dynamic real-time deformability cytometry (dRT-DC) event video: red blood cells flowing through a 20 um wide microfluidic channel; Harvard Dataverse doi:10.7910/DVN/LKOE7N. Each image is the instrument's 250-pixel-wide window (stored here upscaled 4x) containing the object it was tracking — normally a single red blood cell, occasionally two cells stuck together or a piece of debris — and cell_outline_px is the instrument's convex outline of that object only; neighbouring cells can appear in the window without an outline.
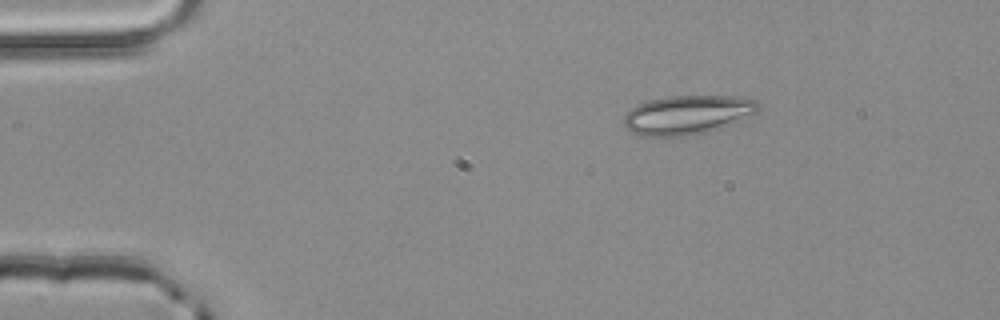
{"species": "common noctule bat (a hibernating species)", "species_latin": "Nyctalus noctula", "temperature_condition": "room temperature", "stored_images_in_passage": 2, "camera_frame_rate_fps": 3000, "um_per_image_px": 0.085, "animal": {"sex": "male", "body_mass_g": 20.4}, "frame": {"image": 1, "passage_image": 1, "time_ms": 0.0, "image_size_px": [1000, 320], "cell_outline_px": [[760, 108], [756, 112], [720, 128], [688, 136], [640, 136], [632, 132], [624, 124], [624, 116], [636, 104], [648, 100], [668, 96], [736, 96], [756, 100], [760, 104]], "centroid_in_image_um": [58.41, 9.75], "position_along_channel_um": 26.6, "area_um2": 30.4}}